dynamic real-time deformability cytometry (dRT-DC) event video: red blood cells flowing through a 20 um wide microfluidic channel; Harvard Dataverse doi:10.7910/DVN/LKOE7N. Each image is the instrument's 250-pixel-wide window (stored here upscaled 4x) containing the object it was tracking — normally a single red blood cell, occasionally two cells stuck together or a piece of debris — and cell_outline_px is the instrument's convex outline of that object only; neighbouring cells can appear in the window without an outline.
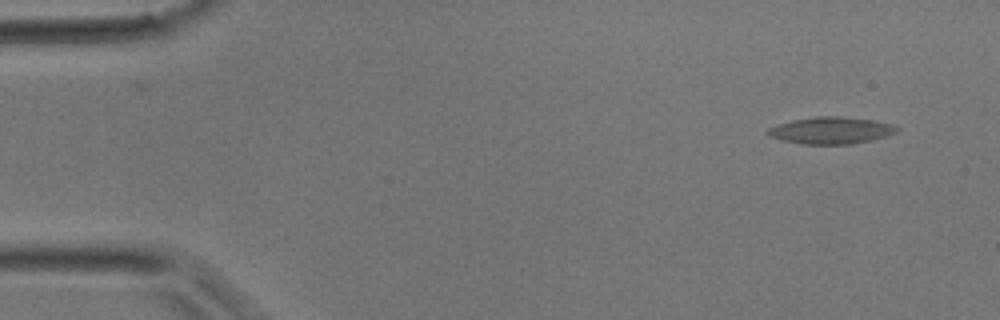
{"species": "common noctule bat (a hibernating species)", "species_latin": "Nyctalus noctula", "temperature_condition": "room temperature", "stored_images_in_passage": 6, "camera_frame_rate_fps": 3000, "um_per_image_px": 0.085, "animal": {"sex": "male", "body_mass_g": 17.9}, "frame": {"image": 1, "passage_image": 3, "time_ms": 0.667, "image_size_px": [1000, 320], "cell_outline_px": [[900, 128], [896, 132], [872, 140], [848, 144], [804, 144], [784, 140], [768, 136], [764, 132], [768, 128], [776, 124], [792, 120], [816, 116], [840, 116], [872, 120], [892, 124]], "centroid_in_image_um": [70.59, 11.08], "position_along_channel_um": 14.4, "area_um2": 20.17}}